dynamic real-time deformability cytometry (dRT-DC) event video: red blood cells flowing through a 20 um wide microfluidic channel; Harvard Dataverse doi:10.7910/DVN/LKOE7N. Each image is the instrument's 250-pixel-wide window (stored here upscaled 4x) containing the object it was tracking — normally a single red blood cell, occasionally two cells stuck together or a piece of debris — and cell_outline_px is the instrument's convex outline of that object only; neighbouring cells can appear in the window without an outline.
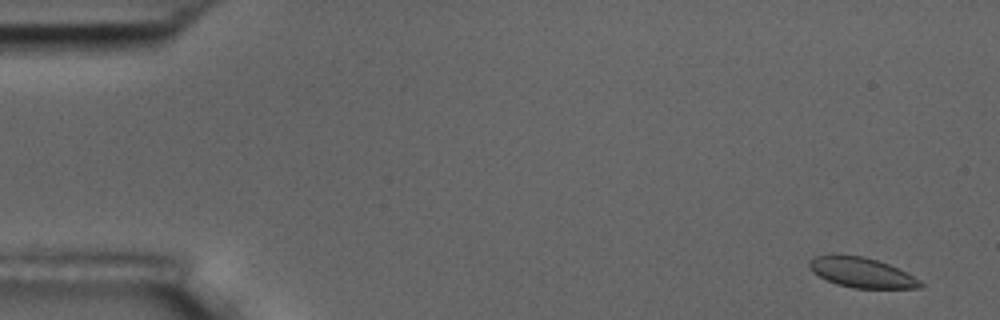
{"species": "common noctule bat (a hibernating species)", "species_latin": "Nyctalus noctula", "temperature_condition": "room temperature", "stored_images_in_passage": 5, "camera_frame_rate_fps": 3000, "um_per_image_px": 0.085, "animal": {"sex": "male", "body_mass_g": 17.5, "forearm_length_mm": 52.3}, "frame": {"image": 1, "passage_image": 1, "time_ms": 0.0, "image_size_px": [1000, 320], "cell_outline_px": [[924, 284], [920, 288], [852, 288], [836, 284], [812, 272], [808, 268], [808, 260], [816, 256], [832, 252], [864, 256], [888, 264], [920, 280]], "centroid_in_image_um": [73.15, 23.13], "position_along_channel_um": 11.9, "area_um2": 19.71}}
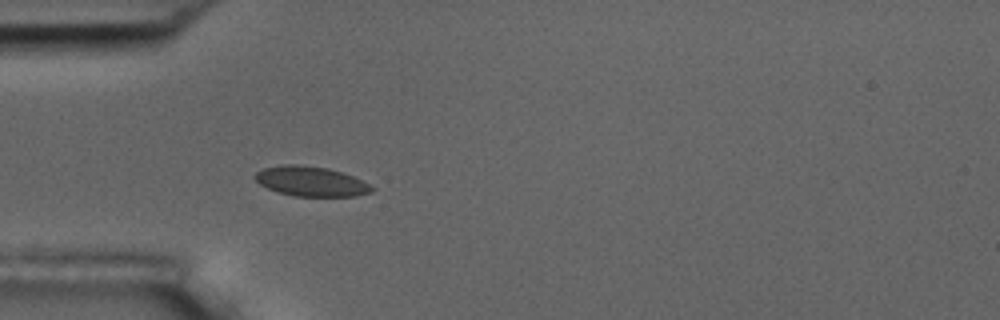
{"frame": {"image": 2, "passage_image": 5, "time_ms": 4.667, "image_size_px": [1000, 320], "cell_outline_px": [[376, 188], [372, 192], [356, 196], [296, 196], [280, 192], [268, 188], [260, 184], [252, 176], [256, 172], [264, 168], [284, 164], [296, 164], [328, 168], [352, 176]], "centroid_in_image_um": [26.42, 15.41], "position_along_channel_um": 58.6, "area_um2": 20.11}}